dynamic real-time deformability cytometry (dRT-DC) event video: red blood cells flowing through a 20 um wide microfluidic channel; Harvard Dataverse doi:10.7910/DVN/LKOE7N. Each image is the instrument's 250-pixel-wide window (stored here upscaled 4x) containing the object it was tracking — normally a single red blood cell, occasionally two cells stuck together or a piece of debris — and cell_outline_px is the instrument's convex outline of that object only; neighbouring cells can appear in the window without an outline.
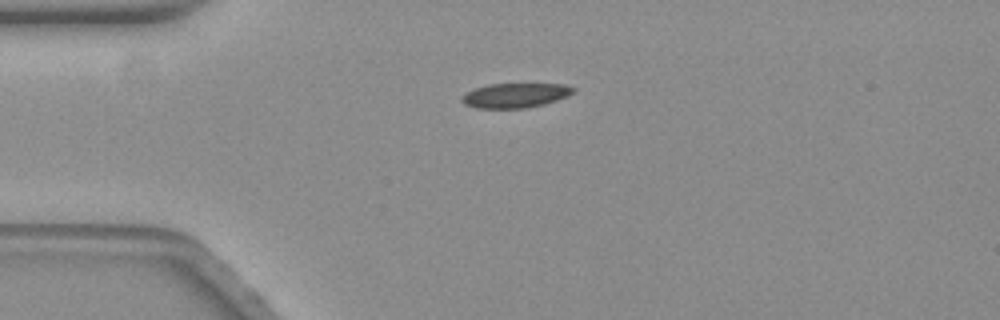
{"species": "common noctule bat (a hibernating species)", "species_latin": "Nyctalus noctula", "temperature_condition": "warm", "stored_images_in_passage": 9, "camera_frame_rate_fps": 3000, "um_per_image_px": 0.085, "animal": {"sex": "female", "body_mass_g": 19.3, "forearm_length_mm": 54.1}, "frame": {"image": 1, "passage_image": 1, "time_ms": 0.0, "image_size_px": [1000, 320], "cell_outline_px": [[576, 92], [568, 96], [544, 104], [528, 108], [476, 108], [464, 104], [460, 100], [460, 96], [464, 92], [488, 84], [564, 84], [576, 88]], "centroid_in_image_um": [43.78, 8.11], "position_along_channel_um": 41.2, "area_um2": 16.18}}
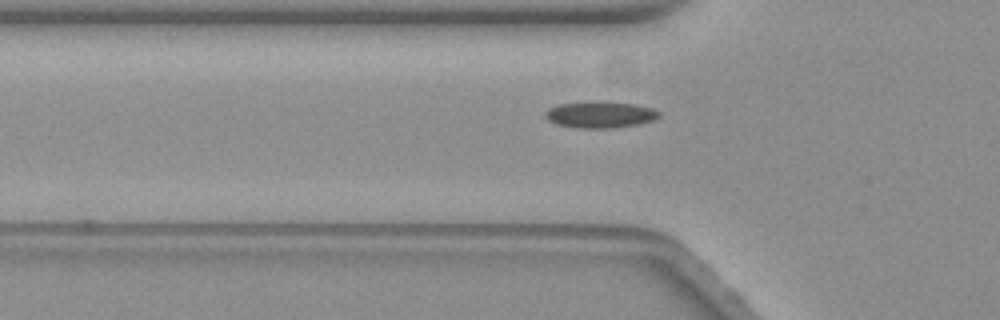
{"frame": {"image": 2, "passage_image": 6, "time_ms": 1.667, "image_size_px": [1000, 320], "cell_outline_px": [[660, 116], [652, 120], [640, 124], [608, 128], [576, 128], [556, 124], [548, 120], [544, 116], [544, 112], [548, 108], [560, 104], [592, 100], [600, 100], [636, 104], [652, 108], [660, 112]], "centroid_in_image_um": [50.99, 9.72], "position_along_channel_um": 74.8, "area_um2": 17.92}}